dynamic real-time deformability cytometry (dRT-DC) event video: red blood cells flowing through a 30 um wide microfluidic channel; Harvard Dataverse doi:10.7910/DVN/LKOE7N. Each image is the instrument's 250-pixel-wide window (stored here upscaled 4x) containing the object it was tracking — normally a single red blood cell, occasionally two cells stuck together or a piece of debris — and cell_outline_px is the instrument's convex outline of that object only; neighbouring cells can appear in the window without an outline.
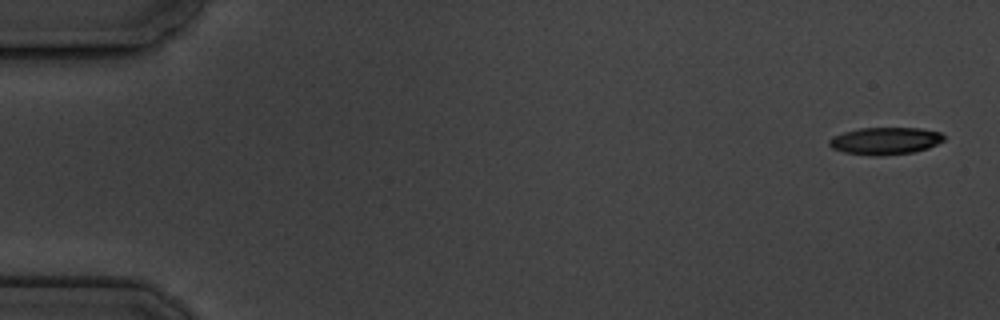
{"species": "common noctule bat (a hibernating species)", "species_latin": "Nyctalus noctula", "temperature_condition": "cold", "stored_images_in_passage": 15, "camera_frame_rate_fps": 3000, "um_per_image_px": 0.085, "animal": {"sex": "male", "body_mass_g": 19.5, "forearm_length_mm": 54.6}, "frame": {"image": 1, "passage_image": 1, "time_ms": 0.0, "image_size_px": [1000, 320], "cell_outline_px": [[944, 140], [928, 148], [912, 152], [880, 156], [872, 156], [844, 152], [832, 148], [828, 144], [828, 140], [832, 136], [844, 132], [860, 128], [920, 128], [940, 132], [944, 136]], "centroid_in_image_um": [75.21, 11.97], "position_along_channel_um": 9.8, "area_um2": 18.21}}
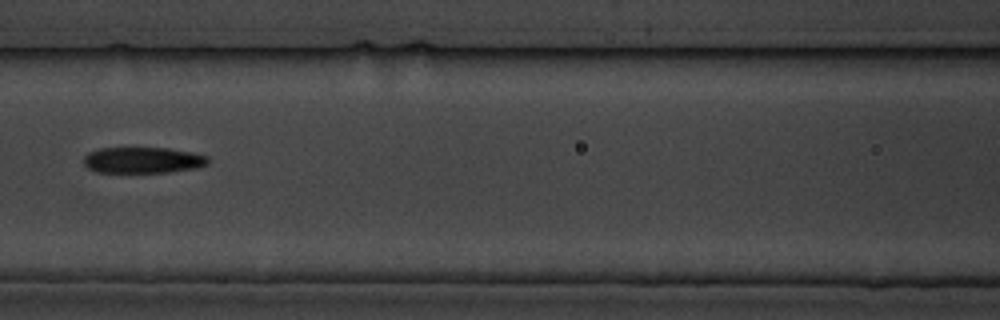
{"frame": {"image": 2, "passage_image": 7, "time_ms": 8.0, "image_size_px": [1000, 320], "cell_outline_px": [[208, 164], [196, 168], [168, 172], [96, 172], [88, 168], [84, 164], [84, 156], [88, 152], [100, 148], [168, 148], [192, 152], [208, 156]], "centroid_in_image_um": [12.14, 13.61], "position_along_channel_um": 154.5, "area_um2": 18.9}}
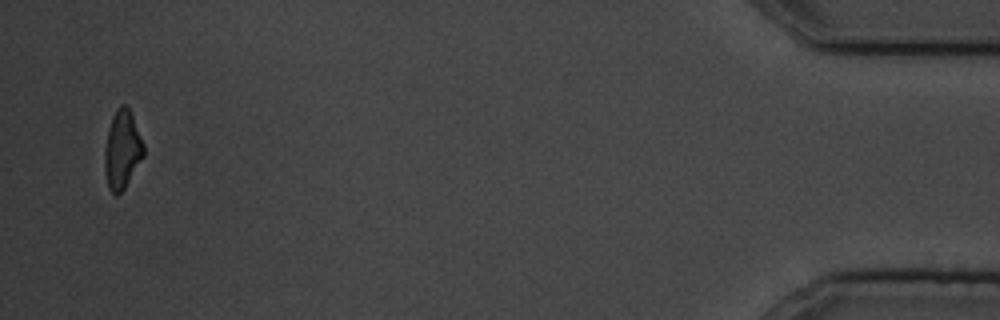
{"frame": {"image": 3, "passage_image": 15, "time_ms": 18.0, "image_size_px": [1000, 320], "cell_outline_px": [[144, 156], [124, 188], [116, 196], [108, 188], [104, 168], [104, 148], [112, 116], [116, 108], [120, 104], [124, 104], [128, 108], [132, 116], [144, 144]], "centroid_in_image_um": [10.37, 12.72], "position_along_channel_um": 424.8, "area_um2": 17.69}, "authors_computed_cell_mechanics": {"area_um2": 19.1318, "velocity_mm_per_s": 3.5176, "shape_relaxation_time_tau1_ms": 2.387, "shape_relaxation_time_tau2_ms": 0.7453, "deformation_change_tau1": 0.1149, "deformation_change_tau2": 0.0773}}